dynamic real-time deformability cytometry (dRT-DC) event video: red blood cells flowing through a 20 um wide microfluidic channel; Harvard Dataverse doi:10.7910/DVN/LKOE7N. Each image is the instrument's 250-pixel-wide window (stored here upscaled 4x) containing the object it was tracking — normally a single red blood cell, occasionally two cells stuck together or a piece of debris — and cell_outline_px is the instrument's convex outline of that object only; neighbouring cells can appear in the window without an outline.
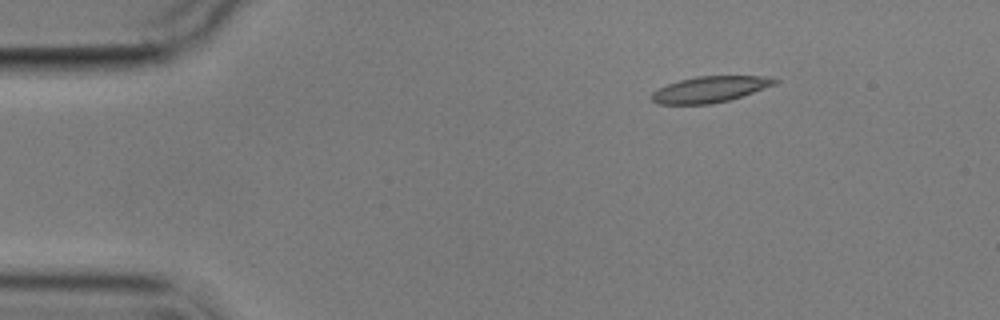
{"species": "common noctule bat (a hibernating species)", "species_latin": "Nyctalus noctula", "temperature_condition": "cold", "stored_images_in_passage": 6, "segment_of_instrument_passage": [2, 2], "camera_frame_rate_fps": 3000, "um_per_image_px": 0.085, "animal": {"sex": "male", "body_mass_g": 17.9}, "frame": {"image": 1, "passage_image": 6, "time_ms": 6.667, "image_size_px": [1000, 320], "cell_outline_px": [[780, 80], [776, 84], [728, 100], [712, 104], [656, 104], [652, 100], [652, 92], [668, 84], [680, 80], [696, 76], [760, 76]], "centroid_in_image_um": [60.32, 7.59], "position_along_channel_um": 24.7, "area_um2": 18.38}}